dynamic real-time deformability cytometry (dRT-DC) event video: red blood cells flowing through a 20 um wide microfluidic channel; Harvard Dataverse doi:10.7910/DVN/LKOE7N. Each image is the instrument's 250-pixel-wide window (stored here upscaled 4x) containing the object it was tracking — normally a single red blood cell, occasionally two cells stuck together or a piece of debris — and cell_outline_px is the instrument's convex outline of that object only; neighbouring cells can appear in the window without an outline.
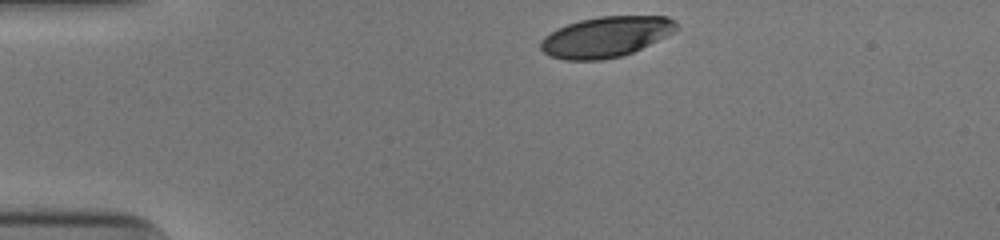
{"species": "human", "species_latin": "Homo sapiens", "temperature_condition": "cold", "stored_images_in_passage": 33, "camera_frame_rate_fps": 3000, "um_per_image_px": 0.085, "donor": {"sex": "male"}, "frame": {"image": 1, "passage_image": 1, "time_ms": 0.0, "image_size_px": [1000, 240], "cell_outline_px": [[676, 28], [672, 32], [632, 52], [620, 56], [600, 60], [564, 60], [548, 56], [540, 48], [540, 40], [544, 36], [568, 24], [580, 20], [600, 16], [668, 16], [676, 20]], "centroid_in_image_um": [51.45, 3.13], "position_along_channel_um": 33.5, "area_um2": 31.67}}
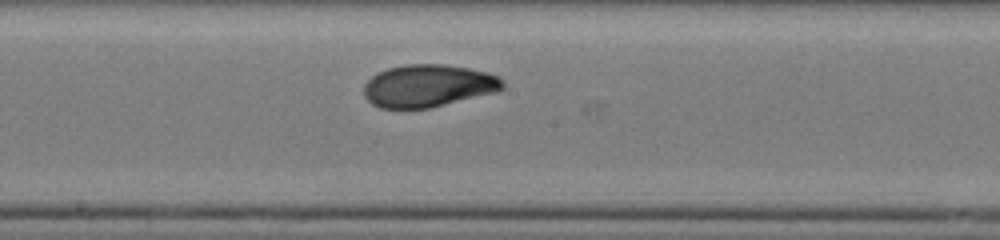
{"frame": {"image": 2, "passage_image": 19, "time_ms": 6.0, "image_size_px": [1000, 240], "cell_outline_px": [[504, 88], [496, 92], [428, 108], [380, 108], [372, 104], [368, 100], [364, 92], [364, 84], [376, 72], [388, 68], [408, 64], [444, 64], [468, 68], [488, 72], [504, 80]], "centroid_in_image_um": [36.39, 7.28], "position_along_channel_um": 211.8, "area_um2": 34.28}}
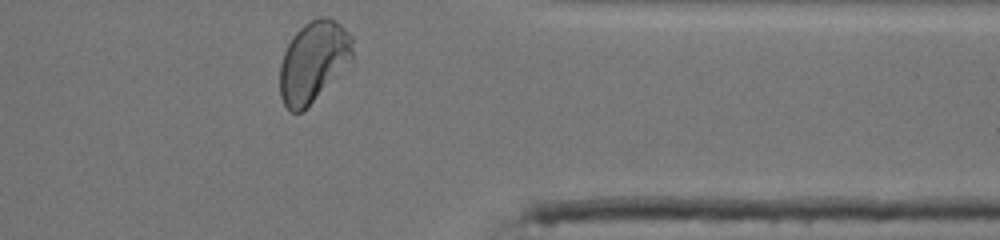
{"frame": {"image": 3, "passage_image": 33, "time_ms": 10.667, "image_size_px": [1000, 240], "cell_outline_px": [[352, 60], [300, 112], [288, 112], [280, 96], [280, 64], [284, 52], [292, 36], [304, 24], [320, 16], [328, 16], [340, 24], [352, 36]], "centroid_in_image_um": [26.61, 5.19], "position_along_channel_um": 384.8, "area_um2": 33.64}, "authors_computed_cell_mechanics": {"area_um2": 33.6396, "velocity_mm_per_s": 3.9163, "shape_relaxation_time_tau1_ms": 4.7975, "shape_relaxation_time_tau2_ms": 0.9479, "deformation_change_tau1": 0.1656, "deformation_change_tau2": 0.0497}}